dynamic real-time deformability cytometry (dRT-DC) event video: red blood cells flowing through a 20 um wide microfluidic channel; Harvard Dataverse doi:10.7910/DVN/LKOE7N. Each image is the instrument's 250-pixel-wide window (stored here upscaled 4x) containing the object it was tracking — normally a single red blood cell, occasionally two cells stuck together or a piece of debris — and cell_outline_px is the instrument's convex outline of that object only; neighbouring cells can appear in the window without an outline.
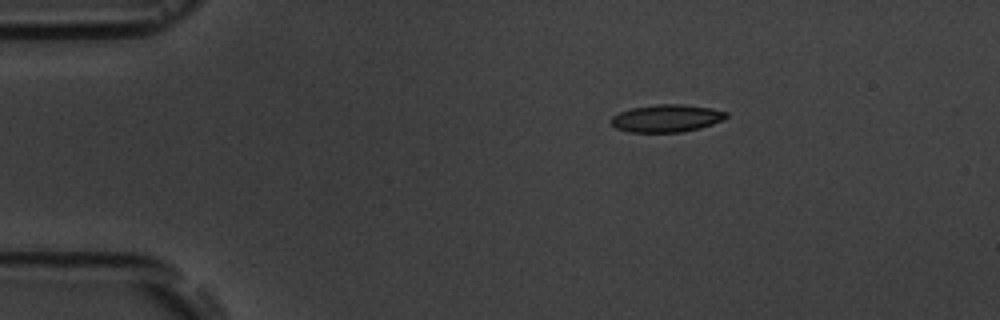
{"species": "common noctule bat (a hibernating species)", "species_latin": "Nyctalus noctula", "temperature_condition": "room temperature", "stored_images_in_passage": 3, "camera_frame_rate_fps": 3000, "um_per_image_px": 0.085, "animal": {"sex": "male", "body_mass_g": 19.5, "forearm_length_mm": 54.6}, "frame": {"image": 1, "passage_image": 1, "time_ms": 0.0, "image_size_px": [1000, 320], "cell_outline_px": [[728, 116], [724, 120], [700, 128], [680, 132], [628, 132], [616, 128], [612, 124], [612, 116], [620, 112], [632, 108], [656, 104], [684, 104], [708, 108], [728, 112]], "centroid_in_image_um": [56.67, 10.05], "position_along_channel_um": 28.3, "area_um2": 18.38}}